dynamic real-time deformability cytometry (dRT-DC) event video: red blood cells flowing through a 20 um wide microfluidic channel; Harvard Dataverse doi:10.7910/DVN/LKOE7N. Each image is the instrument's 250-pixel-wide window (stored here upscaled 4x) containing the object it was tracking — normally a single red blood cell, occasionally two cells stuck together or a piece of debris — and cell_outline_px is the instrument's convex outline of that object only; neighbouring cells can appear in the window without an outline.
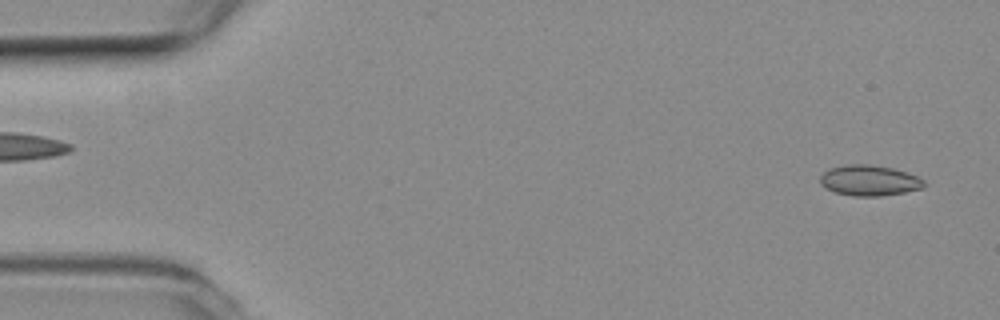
{"species": "common noctule bat (a hibernating species)", "species_latin": "Nyctalus noctula", "temperature_condition": "room temperature", "stored_images_in_passage": 7, "camera_frame_rate_fps": 3000, "um_per_image_px": 0.085, "animal": {"sex": "female", "body_mass_g": 19.3, "forearm_length_mm": 54.1}, "frame": {"image": 1, "passage_image": 2, "time_ms": 0.333, "image_size_px": [1000, 320], "cell_outline_px": [[924, 188], [904, 192], [880, 196], [852, 196], [836, 192], [820, 184], [820, 176], [828, 168], [848, 164], [868, 164], [892, 168], [908, 172], [924, 180]], "centroid_in_image_um": [73.89, 15.33], "position_along_channel_um": 11.1, "area_um2": 18.5}}